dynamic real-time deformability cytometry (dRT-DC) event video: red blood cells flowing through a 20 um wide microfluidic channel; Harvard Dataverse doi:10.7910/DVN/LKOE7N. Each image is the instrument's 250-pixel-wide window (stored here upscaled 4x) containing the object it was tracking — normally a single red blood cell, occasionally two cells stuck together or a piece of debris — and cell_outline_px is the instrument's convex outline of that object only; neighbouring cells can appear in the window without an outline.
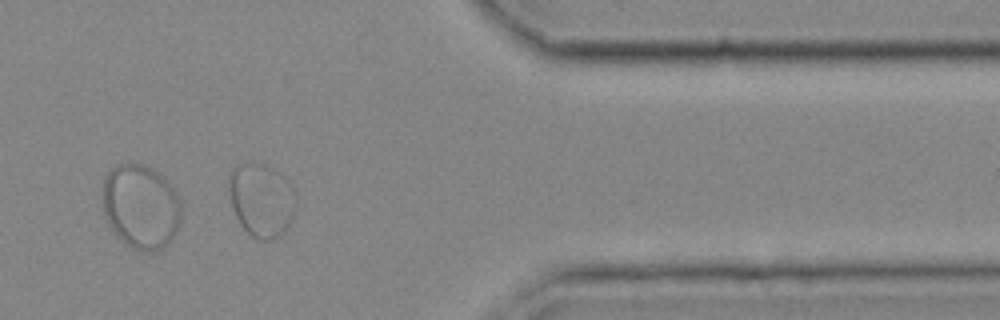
{"species": "common noctule bat (a hibernating species)", "species_latin": "Nyctalus noctula", "temperature_condition": "cold", "stored_images_in_passage": 33, "segment_of_instrument_passage": [2, 2], "camera_frame_rate_fps": 3000, "um_per_image_px": 0.085, "animal": {"sex": "female", "body_mass_g": 25.1}, "frame": {"image": 1, "passage_image": 32, "time_ms": 10.333, "image_size_px": [1000, 320], "cell_outline_px": [[180, 220], [176, 232], [172, 240], [164, 248], [148, 252], [144, 252], [132, 248], [120, 240], [116, 236], [104, 212], [104, 180], [108, 172], [116, 164], [140, 164], [152, 168], [160, 172], [176, 192], [180, 204]], "centroid_in_image_um": [11.99, 17.58], "position_along_channel_um": 399.4, "area_um2": 38.55}}